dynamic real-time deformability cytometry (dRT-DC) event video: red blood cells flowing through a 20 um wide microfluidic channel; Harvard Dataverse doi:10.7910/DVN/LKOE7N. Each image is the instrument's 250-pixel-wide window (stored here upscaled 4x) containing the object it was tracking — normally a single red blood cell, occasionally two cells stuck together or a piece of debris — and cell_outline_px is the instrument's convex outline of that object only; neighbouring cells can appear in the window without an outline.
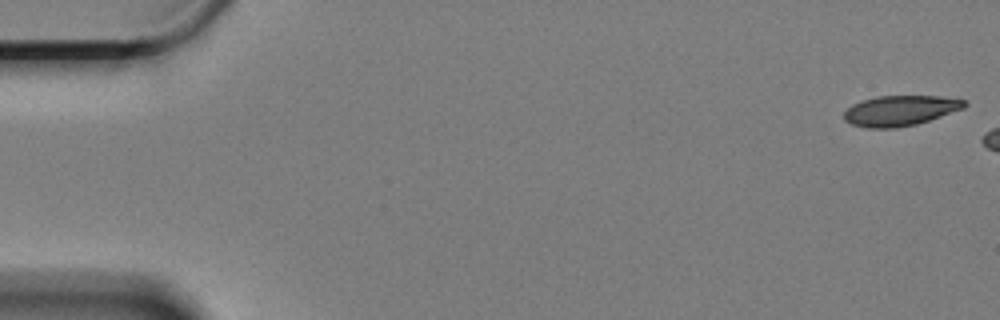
{"species": "Egyptian fruit bat (a non-hibernating species)", "species_latin": "Rousettus aegyptiacus", "temperature_condition": "cold", "stored_images_in_passage": 9, "camera_frame_rate_fps": 3000, "um_per_image_px": 0.085, "animal": {"sex": "female"}, "frame": {"image": 1, "passage_image": 1, "time_ms": 0.0, "image_size_px": [1000, 320], "cell_outline_px": [[968, 104], [964, 108], [916, 124], [892, 128], [868, 128], [852, 124], [844, 120], [844, 112], [852, 104], [860, 100], [876, 96], [940, 96], [964, 100]], "centroid_in_image_um": [76.48, 9.39], "position_along_channel_um": 8.5, "area_um2": 21.15}}